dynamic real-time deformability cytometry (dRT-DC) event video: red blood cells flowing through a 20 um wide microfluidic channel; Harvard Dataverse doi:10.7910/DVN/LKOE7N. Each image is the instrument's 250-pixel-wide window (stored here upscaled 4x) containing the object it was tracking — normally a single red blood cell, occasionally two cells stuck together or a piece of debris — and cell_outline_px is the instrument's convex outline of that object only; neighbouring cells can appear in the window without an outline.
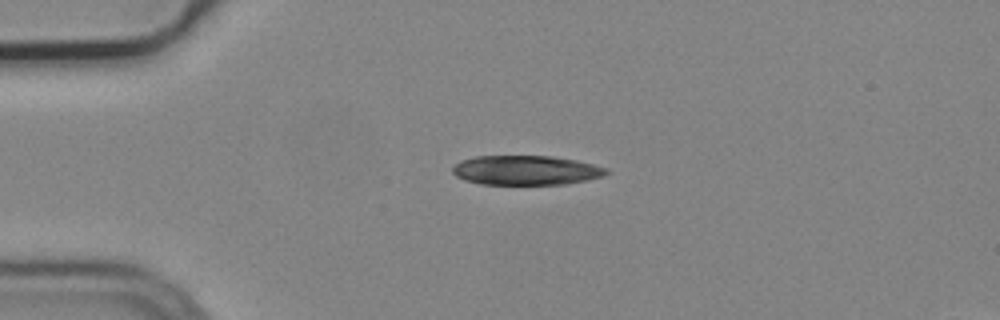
{"species": "common noctule bat (a hibernating species)", "species_latin": "Nyctalus noctula", "temperature_condition": "cold", "stored_images_in_passage": 2, "camera_frame_rate_fps": 3000, "um_per_image_px": 0.085, "animal": {"sex": "male", "body_mass_g": 19.2, "forearm_length_mm": 51.8}, "frame": {"image": 1, "passage_image": 1, "time_ms": 0.0, "image_size_px": [1000, 320], "cell_outline_px": [[608, 172], [604, 176], [588, 180], [564, 184], [480, 184], [464, 180], [456, 176], [452, 172], [452, 168], [460, 160], [476, 156], [552, 156], [576, 160], [608, 168]], "centroid_in_image_um": [44.7, 14.47], "position_along_channel_um": 40.3, "area_um2": 26.47}}